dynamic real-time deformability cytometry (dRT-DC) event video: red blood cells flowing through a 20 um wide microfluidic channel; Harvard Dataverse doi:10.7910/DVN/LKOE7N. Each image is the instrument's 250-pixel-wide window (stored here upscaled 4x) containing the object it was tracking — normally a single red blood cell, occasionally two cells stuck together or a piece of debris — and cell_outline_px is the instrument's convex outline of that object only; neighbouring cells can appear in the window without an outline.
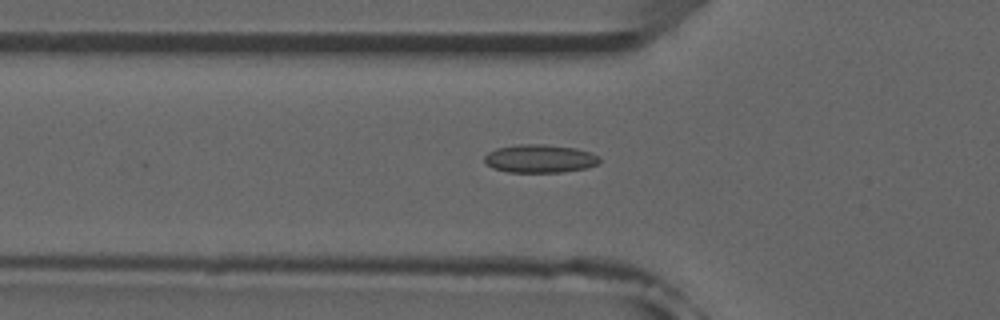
{"species": "common noctule bat (a hibernating species)", "species_latin": "Nyctalus noctula", "temperature_condition": "room temperature", "stored_images_in_passage": 37, "camera_frame_rate_fps": 3000, "um_per_image_px": 0.085, "animal": {"sex": "male", "forearm_length_mm": 52.5}, "frame": {"image": 1, "passage_image": 3, "time_ms": 0.667, "image_size_px": [1000, 320], "cell_outline_px": [[600, 160], [596, 164], [588, 168], [564, 172], [508, 172], [492, 168], [484, 160], [484, 156], [488, 152], [496, 148], [520, 144], [544, 144], [576, 148], [600, 156]], "centroid_in_image_um": [45.88, 13.48], "position_along_channel_um": 79.9, "area_um2": 18.96}}
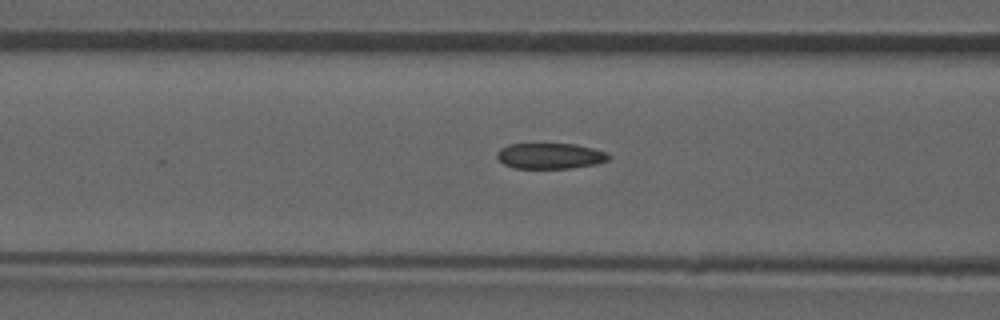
{"frame": {"image": 2, "passage_image": 6, "time_ms": 1.667, "image_size_px": [1000, 320], "cell_outline_px": [[608, 160], [592, 164], [572, 168], [512, 168], [504, 164], [496, 156], [496, 152], [500, 148], [508, 144], [576, 144], [608, 152]], "centroid_in_image_um": [46.71, 13.25], "position_along_channel_um": 119.9, "area_um2": 16.65}}
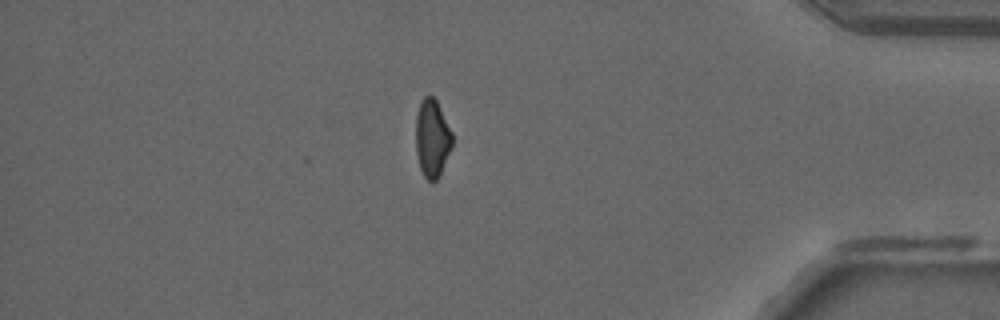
{"frame": {"image": 3, "passage_image": 30, "time_ms": 9.667, "image_size_px": [1000, 320], "cell_outline_px": [[452, 148], [440, 176], [436, 180], [428, 180], [424, 176], [420, 168], [416, 152], [416, 116], [420, 104], [424, 96], [432, 96], [436, 100], [452, 132]], "centroid_in_image_um": [36.74, 11.78], "position_along_channel_um": 398.5, "area_um2": 16.47}, "authors_computed_cell_mechanics": {"area_um2": 17.5134, "velocity_mm_per_s": 3.9388, "shape_relaxation_time_tau1_ms": null, "shape_relaxation_time_tau2_ms": 2.2227, "deformation_change_tau1": null, "deformation_change_tau2": 0.0792}}